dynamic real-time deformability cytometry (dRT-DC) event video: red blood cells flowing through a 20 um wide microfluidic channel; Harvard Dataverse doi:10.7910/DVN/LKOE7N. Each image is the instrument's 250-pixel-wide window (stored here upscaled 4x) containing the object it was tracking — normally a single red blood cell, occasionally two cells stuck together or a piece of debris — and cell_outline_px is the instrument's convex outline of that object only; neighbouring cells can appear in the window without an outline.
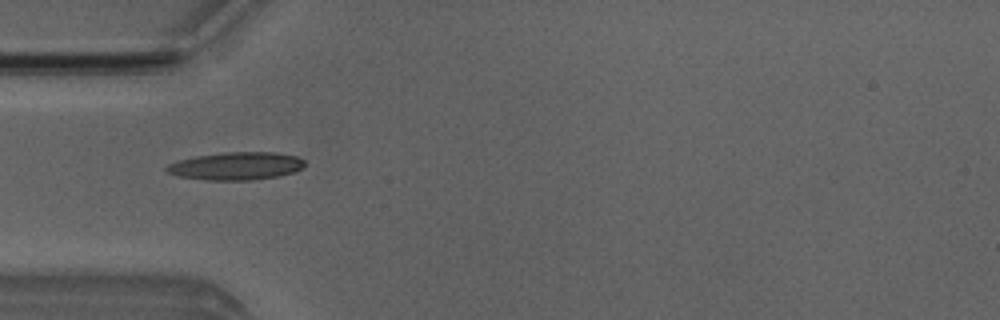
{"species": "Egyptian fruit bat (a non-hibernating species)", "species_latin": "Rousettus aegyptiacus", "temperature_condition": "room temperature", "stored_images_in_passage": 8, "camera_frame_rate_fps": 3000, "um_per_image_px": 0.085, "animal": {"sex": "male"}, "frame": {"image": 1, "passage_image": 5, "time_ms": 4.667, "image_size_px": [1000, 320], "cell_outline_px": [[304, 168], [292, 172], [276, 176], [252, 180], [208, 180], [180, 176], [168, 172], [164, 168], [168, 164], [180, 160], [196, 156], [224, 152], [276, 152], [296, 156], [304, 160]], "centroid_in_image_um": [20.09, 14.1], "position_along_channel_um": 64.9, "area_um2": 22.2}}
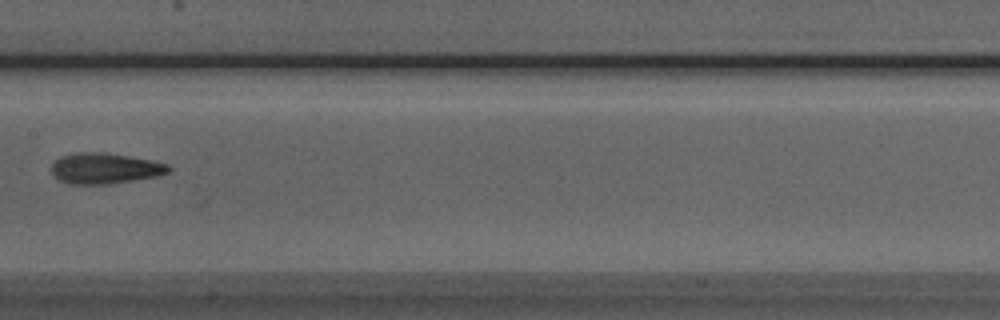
{"frame": {"image": 2, "passage_image": 8, "time_ms": 8.0, "image_size_px": [1000, 320], "cell_outline_px": [[172, 168], [168, 172], [156, 176], [108, 184], [68, 184], [52, 176], [52, 164], [60, 156], [76, 152], [104, 152], [128, 156], [168, 164]], "centroid_in_image_um": [8.86, 14.31], "position_along_channel_um": 198.5, "area_um2": 20.87}}